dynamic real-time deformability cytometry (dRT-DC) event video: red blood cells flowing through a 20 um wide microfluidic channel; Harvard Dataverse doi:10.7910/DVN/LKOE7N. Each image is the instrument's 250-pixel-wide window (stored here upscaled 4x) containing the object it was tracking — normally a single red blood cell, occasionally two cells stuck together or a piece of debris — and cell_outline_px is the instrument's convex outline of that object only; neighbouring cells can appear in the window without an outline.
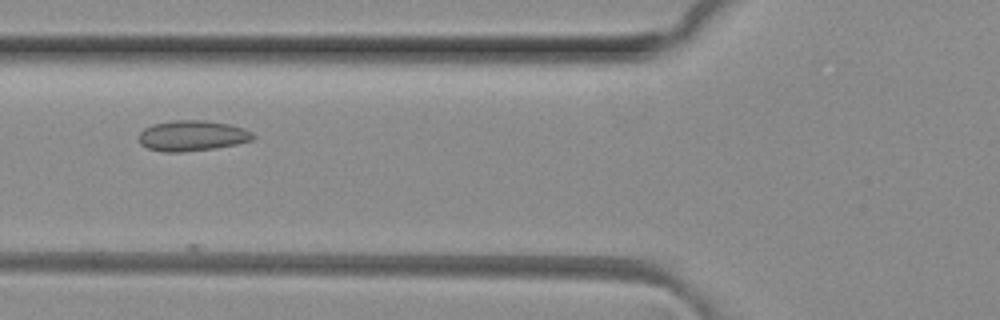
{"species": "common noctule bat (a hibernating species)", "species_latin": "Nyctalus noctula", "temperature_condition": "room temperature", "stored_images_in_passage": 4, "camera_frame_rate_fps": 3000, "um_per_image_px": 0.085, "animal": {"sex": "female", "body_mass_g": 29.2, "forearm_length_mm": 56.3}, "frame": {"image": 1, "passage_image": 3, "time_ms": 0.667, "image_size_px": [1000, 320], "cell_outline_px": [[256, 136], [252, 140], [236, 144], [216, 148], [180, 152], [164, 152], [148, 148], [140, 144], [140, 132], [144, 128], [152, 124], [172, 120], [204, 120], [232, 124], [244, 128], [252, 132]], "centroid_in_image_um": [16.36, 11.52], "position_along_channel_um": 109.4, "area_um2": 20.46}}